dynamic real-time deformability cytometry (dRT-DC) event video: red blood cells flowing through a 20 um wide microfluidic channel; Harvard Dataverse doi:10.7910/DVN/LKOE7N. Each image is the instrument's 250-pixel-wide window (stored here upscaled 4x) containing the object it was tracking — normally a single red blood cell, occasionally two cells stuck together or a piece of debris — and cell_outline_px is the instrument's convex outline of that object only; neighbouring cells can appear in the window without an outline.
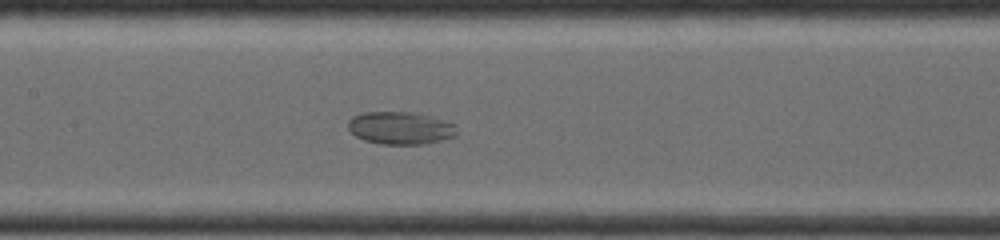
{"species": "common noctule bat (a hibernating species)", "species_latin": "Nyctalus noctula", "temperature_condition": "warm", "stored_images_in_passage": 61, "camera_frame_rate_fps": 4500, "um_per_image_px": 0.085, "animal": {"sex": "female", "body_mass_g": 19.0, "forearm_length_mm": 53.3}, "frame": {"image": 1, "passage_image": 25, "time_ms": 5.333, "image_size_px": [1000, 240], "cell_outline_px": [[460, 132], [456, 136], [424, 144], [380, 144], [364, 140], [356, 136], [348, 128], [348, 120], [352, 116], [364, 112], [412, 112], [432, 116], [456, 124]], "centroid_in_image_um": [34.07, 10.87], "position_along_channel_um": 173.3, "area_um2": 20.92}}
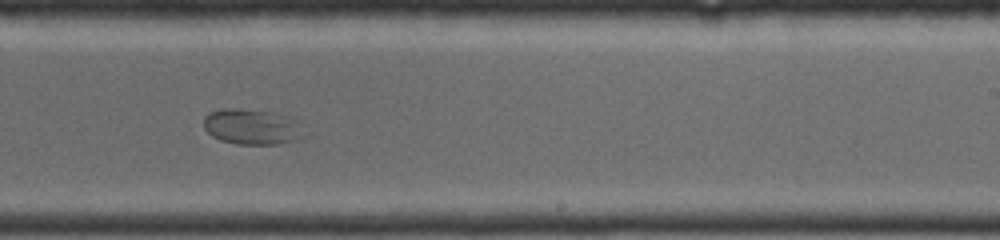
{"frame": {"image": 2, "passage_image": 36, "time_ms": 7.778, "image_size_px": [1000, 240], "cell_outline_px": [[304, 136], [296, 140], [280, 144], [236, 144], [220, 140], [212, 136], [204, 128], [204, 116], [212, 112], [224, 108], [236, 108], [272, 112], [300, 120]], "centroid_in_image_um": [21.44, 10.78], "position_along_channel_um": 267.6, "area_um2": 20.92}}
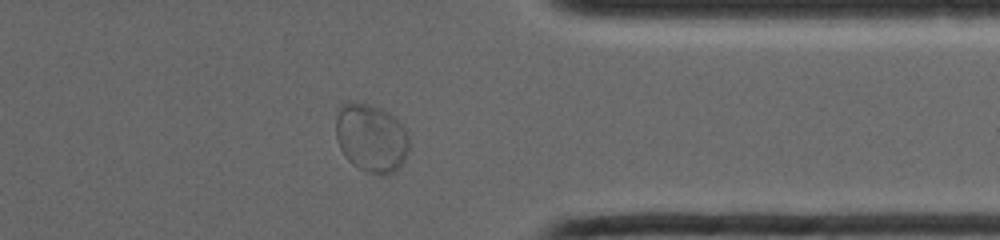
{"frame": {"image": 3, "passage_image": 50, "time_ms": 10.889, "image_size_px": [1000, 240], "cell_outline_px": [[408, 148], [404, 160], [400, 168], [388, 176], [380, 176], [368, 172], [352, 164], [344, 156], [340, 148], [336, 136], [336, 108], [340, 104], [348, 100], [352, 100], [368, 104], [380, 108], [388, 112], [408, 132]], "centroid_in_image_um": [31.52, 11.72], "position_along_channel_um": 379.9, "area_um2": 29.71}}